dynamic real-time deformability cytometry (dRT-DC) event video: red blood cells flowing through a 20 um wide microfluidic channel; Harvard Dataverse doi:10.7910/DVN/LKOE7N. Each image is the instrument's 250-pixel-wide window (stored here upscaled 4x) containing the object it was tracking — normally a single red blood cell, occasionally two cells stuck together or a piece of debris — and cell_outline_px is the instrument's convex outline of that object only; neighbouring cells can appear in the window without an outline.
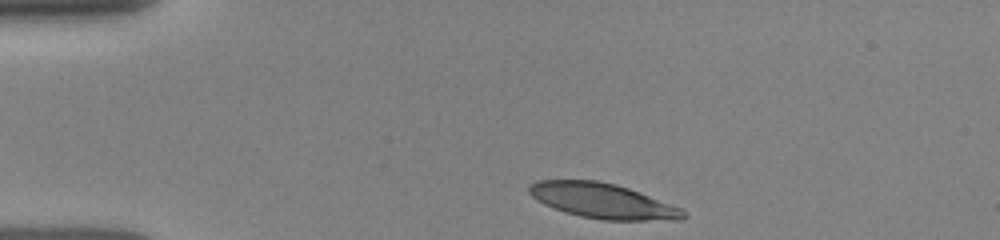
{"species": "human", "species_latin": "Homo sapiens", "temperature_condition": "room temperature", "stored_images_in_passage": 6, "camera_frame_rate_fps": 3000, "um_per_image_px": 0.085, "donor": {"sex": "female"}, "frame": {"image": 1, "passage_image": 1, "time_ms": 0.0, "image_size_px": [1000, 240], "cell_outline_px": [[688, 216], [684, 220], [604, 220], [580, 216], [564, 212], [544, 204], [532, 196], [528, 192], [528, 188], [536, 180], [596, 180], [616, 184], [640, 192], [680, 208]], "centroid_in_image_um": [51.23, 17.07], "position_along_channel_um": 33.8, "area_um2": 31.39}}
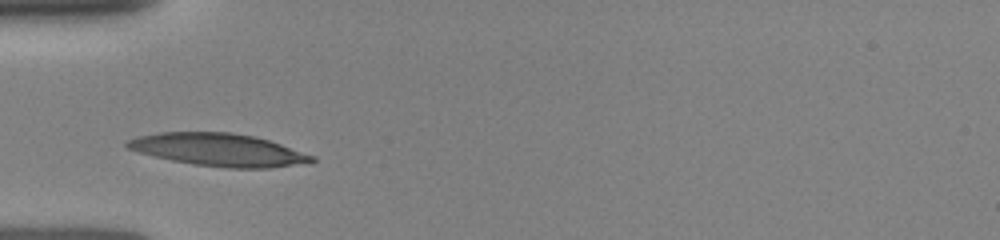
{"frame": {"image": 2, "passage_image": 5, "time_ms": 2.0, "image_size_px": [1000, 240], "cell_outline_px": [[316, 160], [268, 168], [228, 168], [196, 164], [172, 160], [136, 152], [128, 148], [124, 144], [128, 140], [136, 136], [160, 132], [228, 132], [256, 136], [316, 156]], "centroid_in_image_um": [18.52, 12.72], "position_along_channel_um": 66.5, "area_um2": 34.8}}